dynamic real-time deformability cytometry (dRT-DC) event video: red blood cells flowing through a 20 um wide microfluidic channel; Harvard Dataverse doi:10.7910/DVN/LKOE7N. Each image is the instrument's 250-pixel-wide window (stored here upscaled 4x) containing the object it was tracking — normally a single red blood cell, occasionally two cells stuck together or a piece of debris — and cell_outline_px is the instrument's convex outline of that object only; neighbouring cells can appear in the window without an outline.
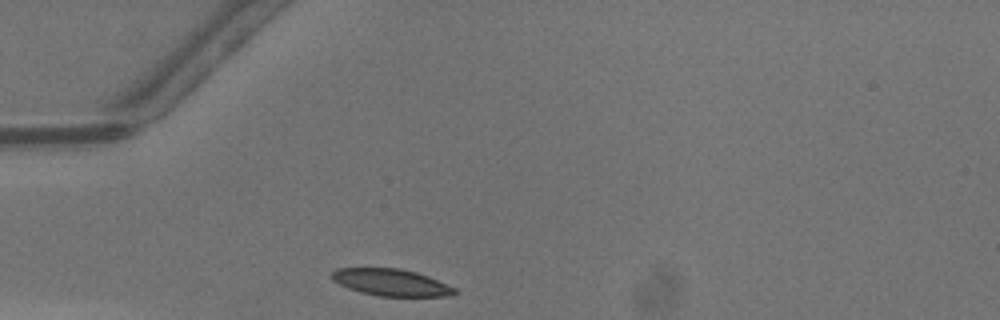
{"species": "common noctule bat (a hibernating species)", "species_latin": "Nyctalus noctula", "temperature_condition": "warm", "stored_images_in_passage": 24, "camera_frame_rate_fps": 3000, "um_per_image_px": 0.085, "animal": {"sex": "male", "body_mass_g": 13.3}, "frame": {"image": 1, "passage_image": 1, "time_ms": 0.0, "image_size_px": [1000, 320], "cell_outline_px": [[460, 292], [452, 296], [380, 296], [360, 292], [348, 288], [332, 280], [328, 276], [336, 268], [400, 268], [416, 272], [428, 276], [456, 288]], "centroid_in_image_um": [33.25, 24.0], "position_along_channel_um": 51.8, "area_um2": 19.42}}
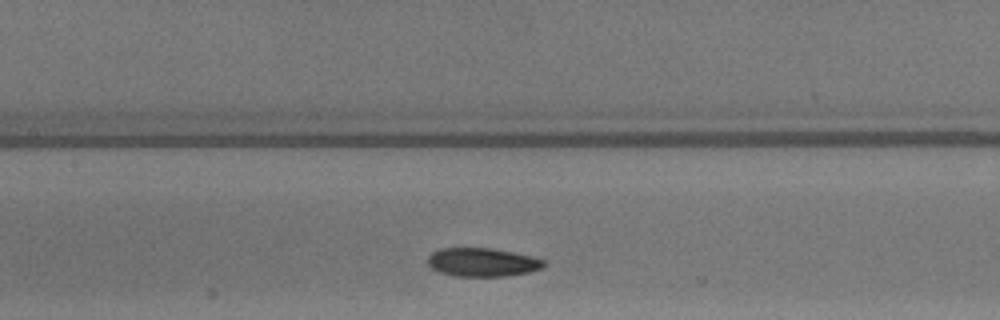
{"frame": {"image": 2, "passage_image": 10, "time_ms": 3.0, "image_size_px": [1000, 320], "cell_outline_px": [[548, 264], [544, 268], [528, 272], [508, 276], [452, 276], [440, 272], [432, 268], [428, 264], [428, 256], [432, 252], [440, 248], [492, 248], [532, 256], [544, 260]], "centroid_in_image_um": [41.03, 22.29], "position_along_channel_um": 166.4, "area_um2": 19.48}}
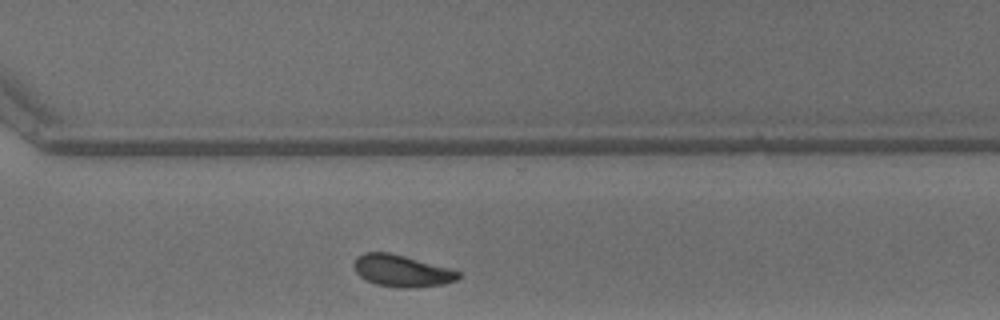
{"frame": {"image": 3, "passage_image": 22, "time_ms": 7.0, "image_size_px": [1000, 320], "cell_outline_px": [[460, 276], [456, 280], [444, 284], [412, 288], [396, 288], [376, 284], [360, 276], [356, 272], [352, 264], [356, 256], [364, 252], [388, 252], [404, 256], [448, 268], [460, 272]], "centroid_in_image_um": [34.11, 23.02], "position_along_channel_um": 336.5, "area_um2": 19.31}, "authors_computed_cell_mechanics": {"area_um2": 19.7387, "velocity_mm_per_s": 4.2656, "shape_relaxation_time_tau1_ms": 2.5508, "shape_relaxation_time_tau2_ms": 1.7773, "deformation_change_tau1": 0.1212, "deformation_change_tau2": 0.0692}}